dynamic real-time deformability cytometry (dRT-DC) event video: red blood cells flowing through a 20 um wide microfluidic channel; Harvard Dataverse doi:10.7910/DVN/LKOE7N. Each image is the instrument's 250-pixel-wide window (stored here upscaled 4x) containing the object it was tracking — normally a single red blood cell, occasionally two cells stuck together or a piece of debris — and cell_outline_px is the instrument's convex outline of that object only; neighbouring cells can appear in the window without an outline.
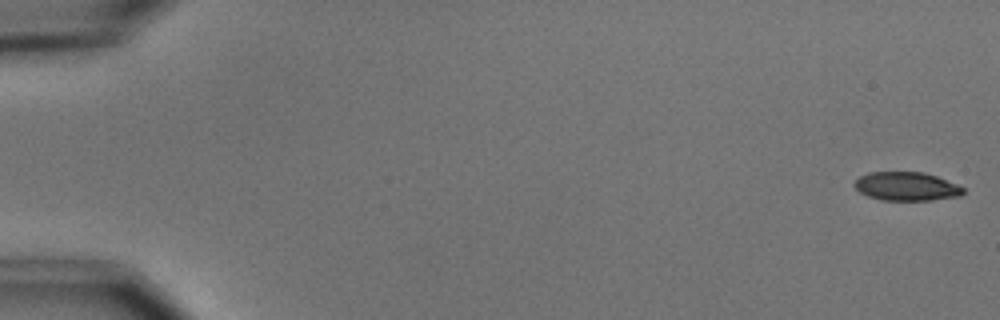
{"species": "common noctule bat (a hibernating species)", "species_latin": "Nyctalus noctula", "temperature_condition": "cold", "stored_images_in_passage": 38, "camera_frame_rate_fps": 3000, "um_per_image_px": 0.085, "animal": {"sex": "male", "body_mass_g": 15.6}, "frame": {"image": 1, "passage_image": 1, "time_ms": 0.0, "image_size_px": [1000, 320], "cell_outline_px": [[964, 192], [960, 196], [932, 200], [880, 200], [868, 196], [860, 192], [852, 184], [860, 176], [868, 172], [924, 172], [936, 176], [956, 184], [964, 188]], "centroid_in_image_um": [77.03, 15.84], "position_along_channel_um": 8.0, "area_um2": 18.15}}
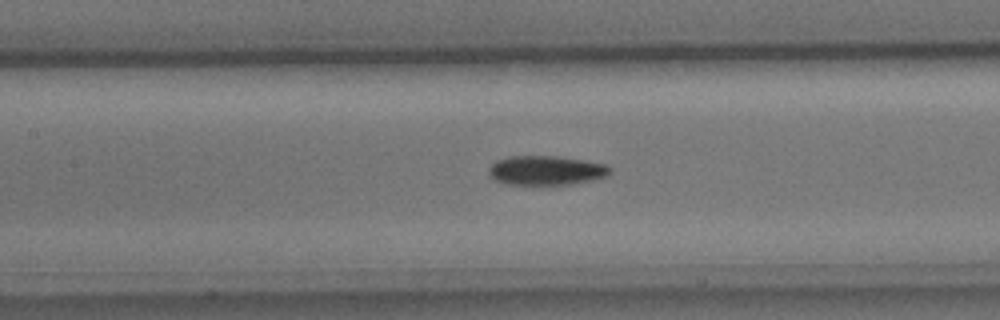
{"frame": {"image": 2, "passage_image": 26, "time_ms": 8.333, "image_size_px": [1000, 320], "cell_outline_px": [[612, 172], [604, 176], [592, 180], [572, 184], [504, 184], [488, 176], [488, 168], [496, 160], [508, 156], [560, 156], [608, 164], [612, 168]], "centroid_in_image_um": [46.41, 14.47], "position_along_channel_um": 161.0, "area_um2": 20.92}}
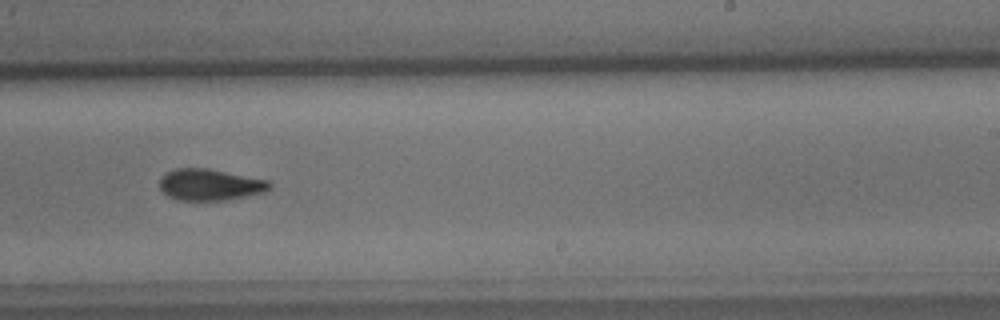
{"frame": {"image": 3, "passage_image": 35, "time_ms": 11.333, "image_size_px": [1000, 320], "cell_outline_px": [[272, 184], [264, 192], [232, 200], [180, 200], [168, 196], [160, 188], [160, 180], [168, 172], [176, 168], [208, 168], [268, 180]], "centroid_in_image_um": [17.87, 15.7], "position_along_channel_um": 271.1, "area_um2": 20.06}}